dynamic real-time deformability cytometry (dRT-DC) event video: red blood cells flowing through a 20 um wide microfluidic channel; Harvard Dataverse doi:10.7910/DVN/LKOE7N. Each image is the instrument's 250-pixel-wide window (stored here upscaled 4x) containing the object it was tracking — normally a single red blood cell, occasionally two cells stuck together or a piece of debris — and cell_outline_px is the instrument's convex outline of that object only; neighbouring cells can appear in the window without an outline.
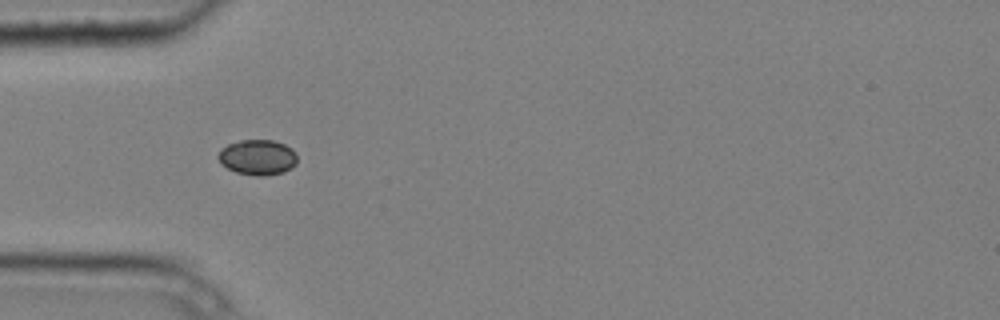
{"species": "common noctule bat (a hibernating species)", "species_latin": "Nyctalus noctula", "temperature_condition": "cold", "stored_images_in_passage": 7, "camera_frame_rate_fps": 3000, "um_per_image_px": 0.085, "animal": {"sex": "male", "body_mass_g": 20.4}, "frame": {"image": 1, "passage_image": 1, "time_ms": 0.0, "image_size_px": [1000, 320], "cell_outline_px": [[296, 164], [284, 172], [264, 176], [256, 176], [236, 172], [220, 164], [216, 156], [220, 148], [228, 144], [240, 140], [272, 140], [284, 144], [292, 148], [296, 152]], "centroid_in_image_um": [21.87, 13.37], "position_along_channel_um": 63.1, "area_um2": 16.47}}
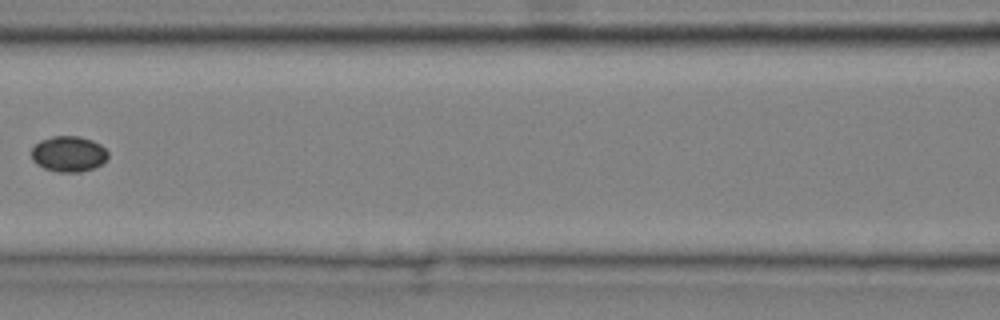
{"frame": {"image": 2, "passage_image": 3, "time_ms": 0.667, "image_size_px": [1000, 320], "cell_outline_px": [[108, 156], [100, 164], [92, 168], [80, 172], [56, 172], [44, 168], [36, 164], [32, 160], [32, 148], [40, 140], [52, 136], [80, 136], [92, 140], [100, 144], [108, 152]], "centroid_in_image_um": [5.81, 13.08], "position_along_channel_um": 160.8, "area_um2": 15.9}}
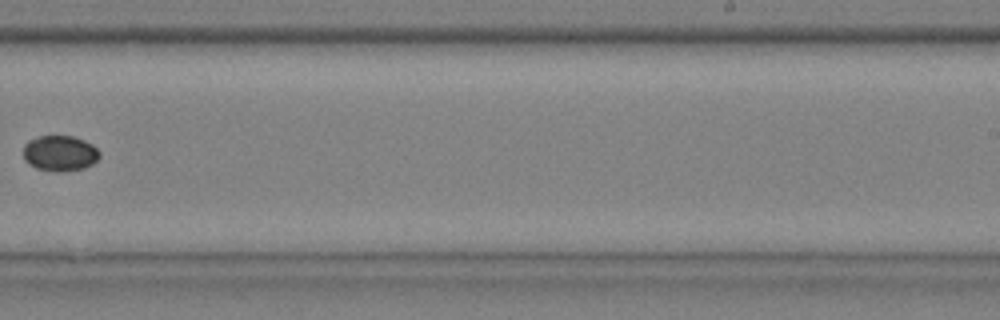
{"frame": {"image": 3, "passage_image": 6, "time_ms": 1.667, "image_size_px": [1000, 320], "cell_outline_px": [[100, 156], [92, 164], [84, 168], [60, 172], [56, 172], [36, 168], [28, 164], [24, 160], [24, 144], [28, 140], [40, 136], [72, 136], [84, 140], [92, 144], [100, 152]], "centroid_in_image_um": [5.08, 13.03], "position_along_channel_um": 283.9, "area_um2": 15.9}}